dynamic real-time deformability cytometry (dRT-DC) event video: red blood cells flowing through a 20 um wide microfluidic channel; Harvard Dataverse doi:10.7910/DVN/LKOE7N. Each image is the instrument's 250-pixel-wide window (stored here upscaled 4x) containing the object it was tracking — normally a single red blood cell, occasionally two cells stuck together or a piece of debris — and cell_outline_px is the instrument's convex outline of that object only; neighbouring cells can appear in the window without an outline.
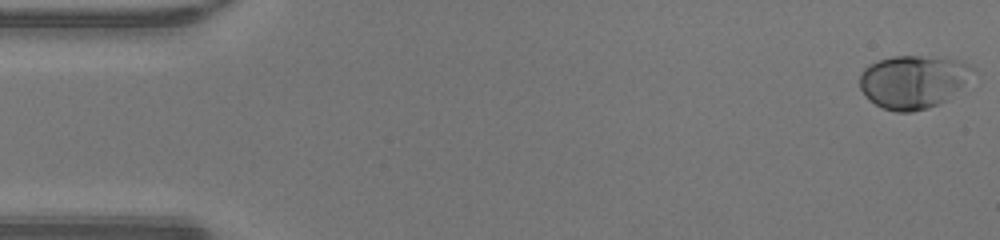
{"species": "human", "species_latin": "Homo sapiens", "temperature_condition": "warm", "stored_images_in_passage": 48, "camera_frame_rate_fps": 3000, "um_per_image_px": 0.085, "donor": {"sex": "male"}, "frame": {"image": 1, "passage_image": 1, "time_ms": 0.0, "image_size_px": [1000, 240], "cell_outline_px": [[976, 68], [948, 100], [928, 108], [912, 112], [896, 112], [884, 108], [876, 104], [860, 88], [860, 76], [864, 68], [868, 64], [892, 56], [920, 56], [960, 60], [972, 64]], "centroid_in_image_um": [77.63, 6.93], "position_along_channel_um": 7.4, "area_um2": 34.68}}
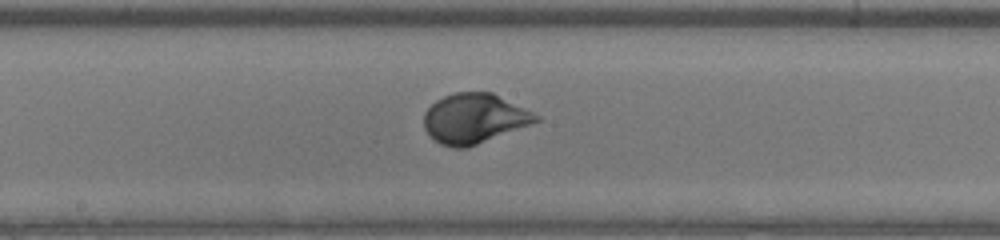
{"frame": {"image": 2, "passage_image": 25, "time_ms": 8.0, "image_size_px": [1000, 240], "cell_outline_px": [[540, 120], [468, 148], [452, 148], [440, 144], [424, 128], [424, 112], [436, 100], [444, 96], [456, 92], [492, 92], [540, 116]], "centroid_in_image_um": [40.29, 10.07], "position_along_channel_um": 207.9, "area_um2": 32.19}}
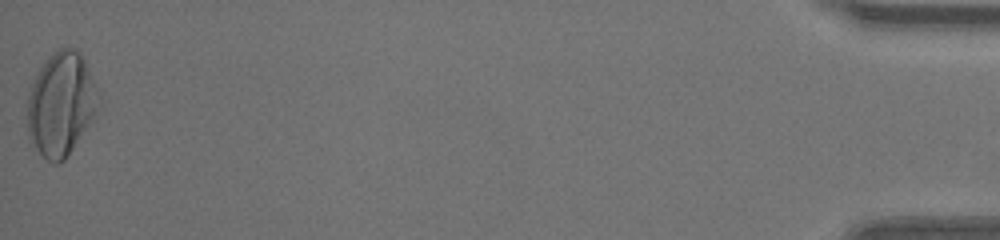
{"frame": {"image": 3, "passage_image": 48, "time_ms": 15.667, "image_size_px": [1000, 240], "cell_outline_px": [[104, 100], [64, 160], [56, 164], [48, 160], [36, 148], [28, 132], [28, 96], [32, 84], [40, 68], [48, 56], [52, 52], [60, 48], [76, 48], [80, 52]], "centroid_in_image_um": [5.23, 8.79], "position_along_channel_um": 430.0, "area_um2": 42.54}, "authors_computed_cell_mechanics": {"area_um2": 31.7611, "velocity_mm_per_s": 4.3042, "shape_relaxation_time_tau1_ms": 3.1342, "shape_relaxation_time_tau2_ms": null, "deformation_change_tau1": 0.1791, "deformation_change_tau2": null}}